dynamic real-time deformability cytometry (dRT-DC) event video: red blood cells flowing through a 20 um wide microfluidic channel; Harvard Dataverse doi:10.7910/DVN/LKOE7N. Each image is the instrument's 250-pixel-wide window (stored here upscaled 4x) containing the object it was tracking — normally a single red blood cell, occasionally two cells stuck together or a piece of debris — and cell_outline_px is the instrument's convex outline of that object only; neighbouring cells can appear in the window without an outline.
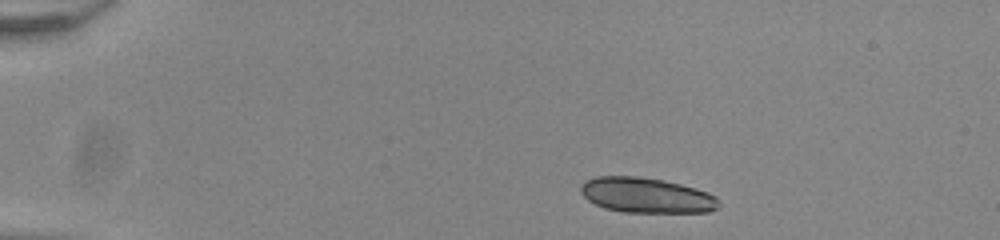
{"species": "common noctule bat (a hibernating species)", "species_latin": "Nyctalus noctula", "temperature_condition": "room temperature", "stored_images_in_passage": 44, "camera_frame_rate_fps": 3000, "um_per_image_px": 0.085, "animal": {"sex": "male", "body_mass_g": 20.0, "forearm_length_mm": 53.3}, "frame": {"image": 1, "passage_image": 1, "time_ms": 0.0, "image_size_px": [1000, 240], "cell_outline_px": [[720, 204], [716, 208], [708, 212], [624, 212], [604, 208], [588, 200], [580, 192], [580, 184], [584, 180], [596, 176], [632, 176], [664, 180], [696, 188], [708, 192], [716, 196]], "centroid_in_image_um": [54.92, 16.59], "position_along_channel_um": 30.1, "area_um2": 28.38}}
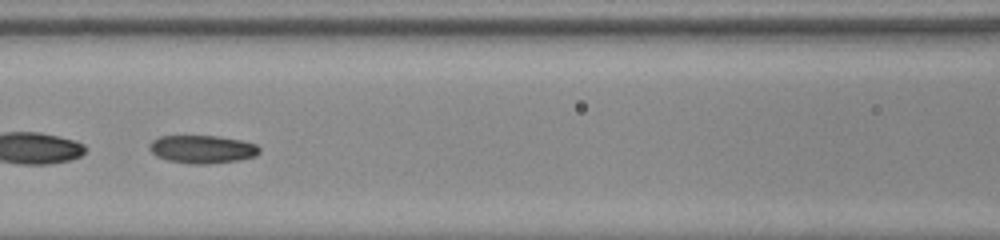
{"frame": {"image": 2, "passage_image": 17, "time_ms": 5.333, "image_size_px": [1000, 240], "cell_outline_px": [[260, 152], [256, 156], [240, 160], [208, 164], [192, 164], [168, 160], [156, 156], [148, 148], [152, 140], [160, 136], [216, 136], [240, 140], [256, 144], [260, 148]], "centroid_in_image_um": [17.21, 12.69], "position_along_channel_um": 149.4, "area_um2": 17.98}, "authors_computed_cell_mechanics": {"area_um2": 18.3515, "velocity_mm_per_s": 3.9267, "shape_relaxation_time_tau1_ms": 7.467, "shape_relaxation_time_tau2_ms": 4.0816, "deformation_change_tau1": 0.1463, "deformation_change_tau2": 0.091}}